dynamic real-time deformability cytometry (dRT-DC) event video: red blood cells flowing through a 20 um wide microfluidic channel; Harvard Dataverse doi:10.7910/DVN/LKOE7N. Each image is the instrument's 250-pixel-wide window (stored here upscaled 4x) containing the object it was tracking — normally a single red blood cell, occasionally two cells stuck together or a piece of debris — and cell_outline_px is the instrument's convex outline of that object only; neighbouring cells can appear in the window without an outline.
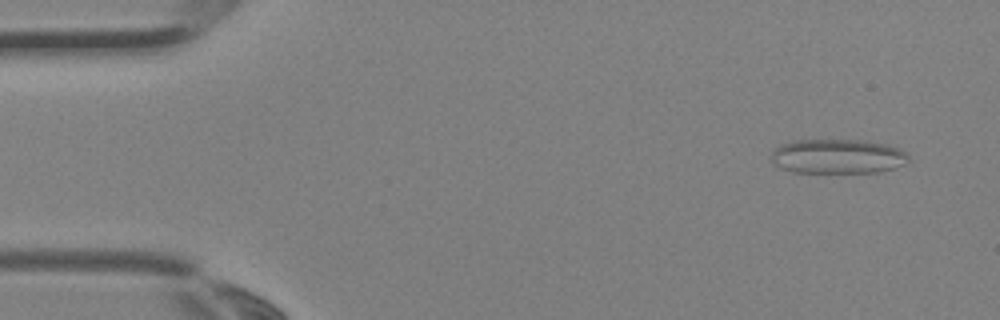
{"species": "Egyptian fruit bat (a non-hibernating species)", "species_latin": "Rousettus aegyptiacus", "temperature_condition": "room temperature", "stored_images_in_passage": 3, "camera_frame_rate_fps": 3000, "um_per_image_px": 0.085, "animal": {"sex": "female"}, "frame": {"image": 1, "passage_image": 1, "time_ms": 0.0, "image_size_px": [1000, 320], "cell_outline_px": [[912, 160], [904, 164], [880, 172], [792, 172], [780, 168], [772, 160], [772, 152], [780, 144], [792, 140], [860, 140], [884, 144], [900, 148], [908, 152]], "centroid_in_image_um": [71.24, 13.29], "position_along_channel_um": 13.8, "area_um2": 27.74}}